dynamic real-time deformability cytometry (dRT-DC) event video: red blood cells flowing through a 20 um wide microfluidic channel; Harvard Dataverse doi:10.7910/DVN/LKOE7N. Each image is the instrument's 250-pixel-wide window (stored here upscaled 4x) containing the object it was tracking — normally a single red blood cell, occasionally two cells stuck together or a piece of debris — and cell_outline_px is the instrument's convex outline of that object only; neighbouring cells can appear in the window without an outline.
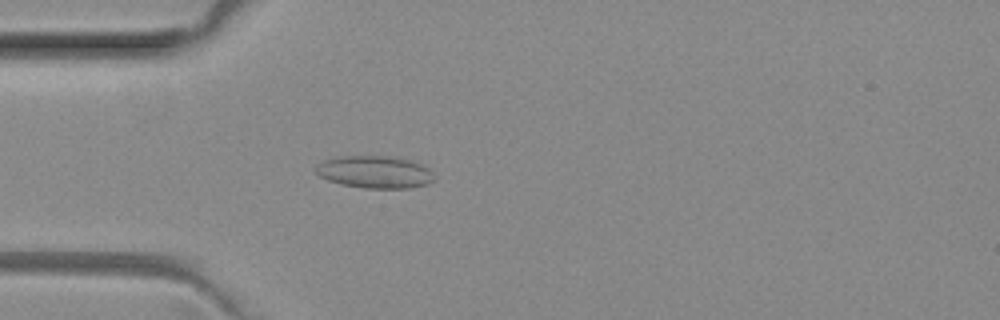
{"species": "common noctule bat (a hibernating species)", "species_latin": "Nyctalus noctula", "temperature_condition": "room temperature", "stored_images_in_passage": 2, "camera_frame_rate_fps": 3000, "um_per_image_px": 0.085, "animal": {"sex": "female", "body_mass_g": 29.2, "forearm_length_mm": 56.3}, "frame": {"image": 1, "passage_image": 2, "time_ms": 0.333, "image_size_px": [1000, 320], "cell_outline_px": [[436, 180], [428, 184], [408, 188], [364, 188], [340, 184], [328, 180], [320, 176], [316, 172], [316, 164], [324, 160], [340, 156], [392, 156], [408, 160], [420, 164], [428, 168], [432, 172]], "centroid_in_image_um": [31.86, 14.62], "position_along_channel_um": 53.1, "area_um2": 22.37}}